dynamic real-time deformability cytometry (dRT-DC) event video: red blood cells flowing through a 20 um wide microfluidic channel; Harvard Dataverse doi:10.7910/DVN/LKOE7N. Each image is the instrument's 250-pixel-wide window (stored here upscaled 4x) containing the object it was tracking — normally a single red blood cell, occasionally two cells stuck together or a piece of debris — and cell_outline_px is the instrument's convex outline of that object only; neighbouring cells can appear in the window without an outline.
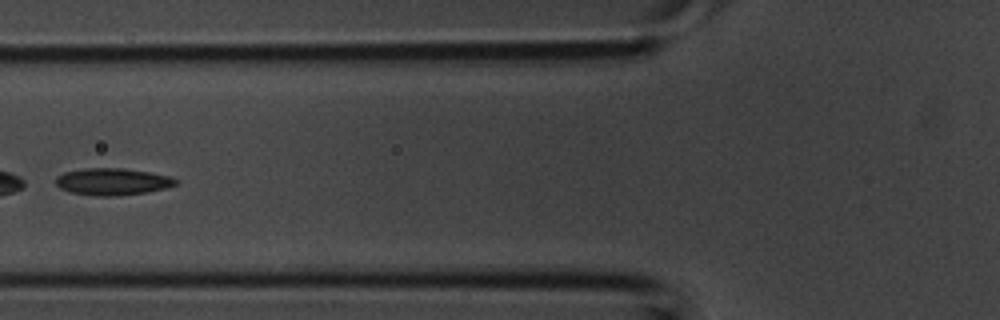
{"species": "common noctule bat (a hibernating species)", "species_latin": "Nyctalus noctula", "temperature_condition": "room temperature", "stored_images_in_passage": 6, "camera_frame_rate_fps": 3000, "um_per_image_px": 0.085, "animal": {"sex": "male", "body_mass_g": 20.1, "forearm_length_mm": 53.5}, "frame": {"image": 1, "passage_image": 6, "time_ms": 1.667, "image_size_px": [1000, 320], "cell_outline_px": [[180, 180], [176, 184], [164, 188], [148, 192], [112, 196], [96, 196], [72, 192], [60, 188], [56, 184], [56, 176], [64, 172], [84, 168], [124, 168], [172, 176]], "centroid_in_image_um": [9.58, 15.43], "position_along_channel_um": 116.2, "area_um2": 18.84}}